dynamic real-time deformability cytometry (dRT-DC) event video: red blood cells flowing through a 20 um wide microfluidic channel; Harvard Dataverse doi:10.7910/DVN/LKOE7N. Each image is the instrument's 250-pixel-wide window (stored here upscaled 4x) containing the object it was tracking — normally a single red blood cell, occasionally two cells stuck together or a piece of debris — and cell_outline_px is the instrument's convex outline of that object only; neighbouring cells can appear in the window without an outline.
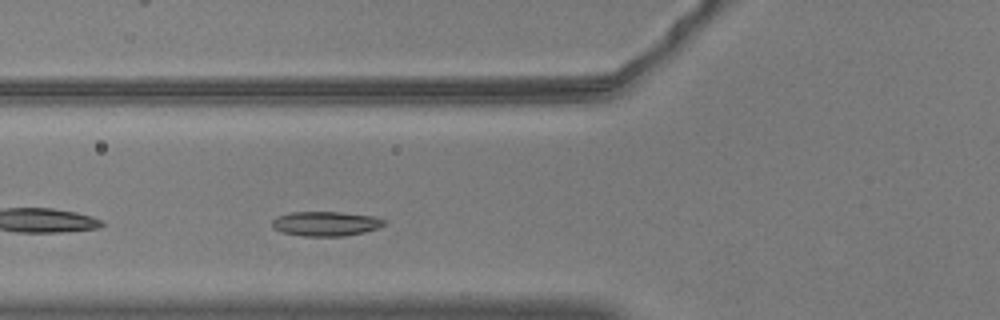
{"species": "common noctule bat (a hibernating species)", "species_latin": "Nyctalus noctula", "temperature_condition": "warm", "stored_images_in_passage": 40, "camera_frame_rate_fps": 3000, "um_per_image_px": 0.085, "animal": {"sex": "male", "body_mass_g": 20.5, "forearm_length_mm": 52.5}, "frame": {"image": 1, "passage_image": 5, "time_ms": 1.333, "image_size_px": [1000, 320], "cell_outline_px": [[384, 224], [376, 228], [364, 232], [344, 236], [300, 236], [284, 232], [272, 228], [272, 220], [276, 216], [292, 212], [340, 212], [376, 216], [384, 220]], "centroid_in_image_um": [27.66, 19.01], "position_along_channel_um": 98.1, "area_um2": 16.01}}
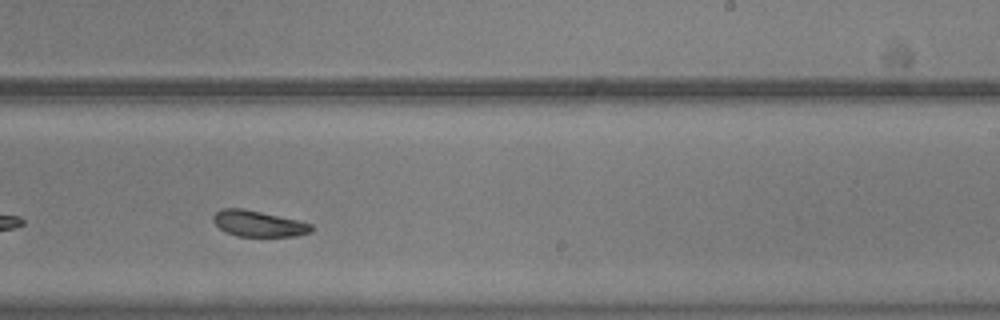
{"frame": {"image": 2, "passage_image": 19, "time_ms": 6.0, "image_size_px": [1000, 320], "cell_outline_px": [[312, 232], [296, 236], [236, 236], [224, 232], [212, 220], [212, 216], [220, 208], [244, 208], [296, 220], [312, 224]], "centroid_in_image_um": [21.92, 19.01], "position_along_channel_um": 267.1, "area_um2": 14.85}}
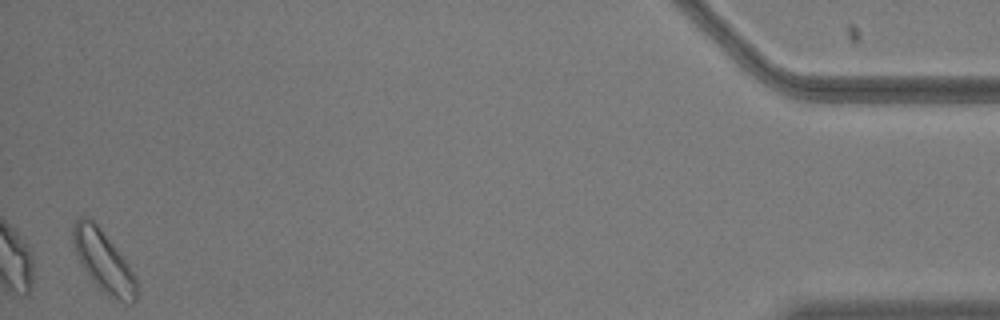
{"frame": {"image": 3, "passage_image": 39, "time_ms": 12.667, "image_size_px": [1000, 320], "cell_outline_px": [[136, 300], [132, 304], [108, 296], [88, 276], [80, 264], [72, 244], [72, 224], [80, 216], [88, 216], [100, 228], [128, 264], [136, 276]], "centroid_in_image_um": [8.75, 22.18], "position_along_channel_um": 426.4, "area_um2": 22.54}, "authors_computed_cell_mechanics": {"area_um2": 15.7216, "velocity_mm_per_s": 3.6154, "shape_relaxation_time_tau1_ms": 2.5707, "shape_relaxation_time_tau2_ms": 1.9192, "deformation_change_tau1": 0.0603, "deformation_change_tau2": 0.0689}}